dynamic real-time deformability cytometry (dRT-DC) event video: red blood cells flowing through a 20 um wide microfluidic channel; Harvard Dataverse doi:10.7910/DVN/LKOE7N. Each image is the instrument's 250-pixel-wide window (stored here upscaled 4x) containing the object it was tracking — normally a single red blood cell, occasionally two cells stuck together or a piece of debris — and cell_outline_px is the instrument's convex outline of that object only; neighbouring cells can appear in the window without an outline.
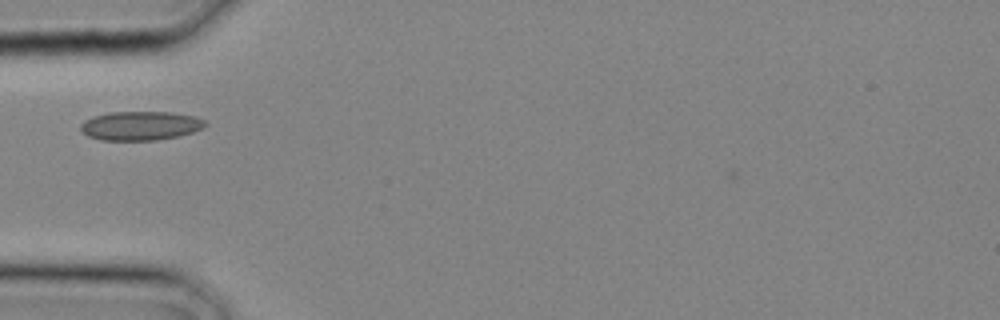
{"species": "common noctule bat (a hibernating species)", "species_latin": "Nyctalus noctula", "temperature_condition": "cold", "stored_images_in_passage": 5, "camera_frame_rate_fps": 3000, "um_per_image_px": 0.085, "animal": {"sex": "male", "body_mass_g": 20.4}, "frame": {"image": 1, "passage_image": 2, "time_ms": 0.333, "image_size_px": [1000, 320], "cell_outline_px": [[208, 124], [192, 132], [180, 136], [156, 140], [100, 140], [88, 136], [80, 128], [80, 124], [84, 120], [92, 116], [108, 112], [172, 112], [196, 116], [204, 120]], "centroid_in_image_um": [11.93, 10.68], "position_along_channel_um": 73.1, "area_um2": 21.15}}
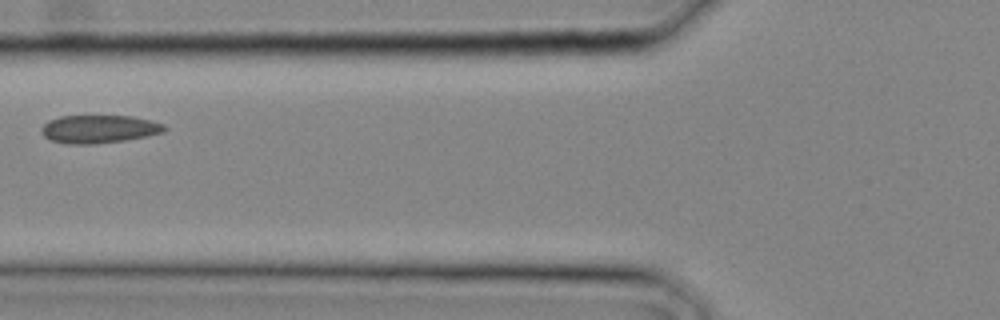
{"frame": {"image": 2, "passage_image": 4, "time_ms": 1.0, "image_size_px": [1000, 320], "cell_outline_px": [[168, 128], [164, 132], [148, 136], [124, 140], [92, 144], [64, 144], [52, 140], [44, 136], [40, 128], [48, 120], [60, 116], [132, 116], [164, 124]], "centroid_in_image_um": [8.41, 10.97], "position_along_channel_um": 117.4, "area_um2": 20.11}}